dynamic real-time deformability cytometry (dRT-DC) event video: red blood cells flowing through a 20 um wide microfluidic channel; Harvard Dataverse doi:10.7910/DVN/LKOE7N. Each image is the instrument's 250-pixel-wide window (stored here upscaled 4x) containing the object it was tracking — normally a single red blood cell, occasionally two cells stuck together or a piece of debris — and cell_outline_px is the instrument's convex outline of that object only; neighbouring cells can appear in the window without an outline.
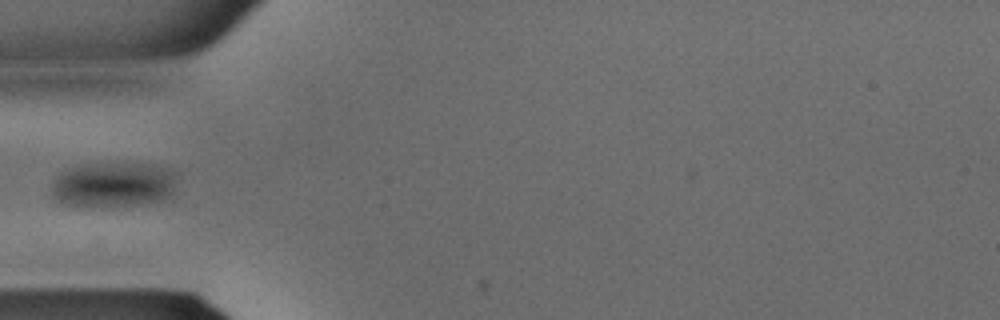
{"species": "common noctule bat (a hibernating species)", "species_latin": "Nyctalus noctula", "temperature_condition": "warm", "stored_images_in_passage": 13, "camera_frame_rate_fps": 3000, "um_per_image_px": 0.085, "animal": {"sex": "male", "body_mass_g": 15.6}, "frame": {"image": 1, "passage_image": 3, "time_ms": 0.667, "image_size_px": [1000, 320], "cell_outline_px": [[180, 172], [172, 192], [164, 200], [148, 204], [112, 208], [80, 208], [64, 204], [56, 200], [52, 196], [52, 180], [60, 172], [68, 168], [84, 164], [152, 164], [168, 168]], "centroid_in_image_um": [9.64, 15.74], "position_along_channel_um": 75.4, "area_um2": 34.39}}
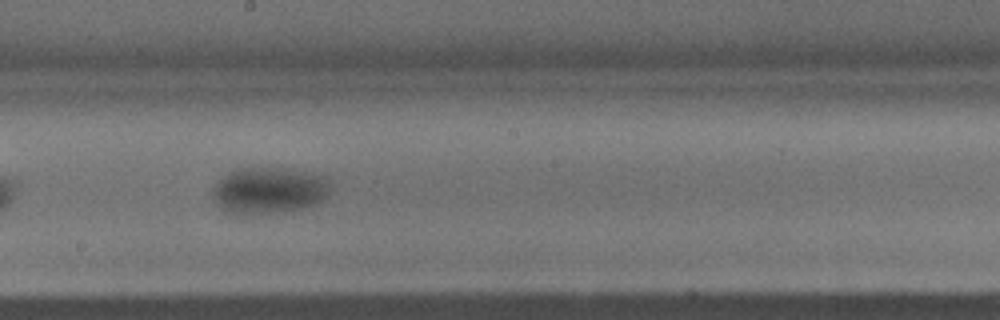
{"frame": {"image": 2, "passage_image": 11, "time_ms": 3.333, "image_size_px": [1000, 320], "cell_outline_px": [[332, 188], [320, 200], [304, 208], [276, 212], [232, 212], [224, 208], [216, 200], [216, 184], [228, 172], [240, 168], [284, 168], [308, 172], [320, 176], [328, 180]], "centroid_in_image_um": [22.93, 16.14], "position_along_channel_um": 225.3, "area_um2": 30.46}}